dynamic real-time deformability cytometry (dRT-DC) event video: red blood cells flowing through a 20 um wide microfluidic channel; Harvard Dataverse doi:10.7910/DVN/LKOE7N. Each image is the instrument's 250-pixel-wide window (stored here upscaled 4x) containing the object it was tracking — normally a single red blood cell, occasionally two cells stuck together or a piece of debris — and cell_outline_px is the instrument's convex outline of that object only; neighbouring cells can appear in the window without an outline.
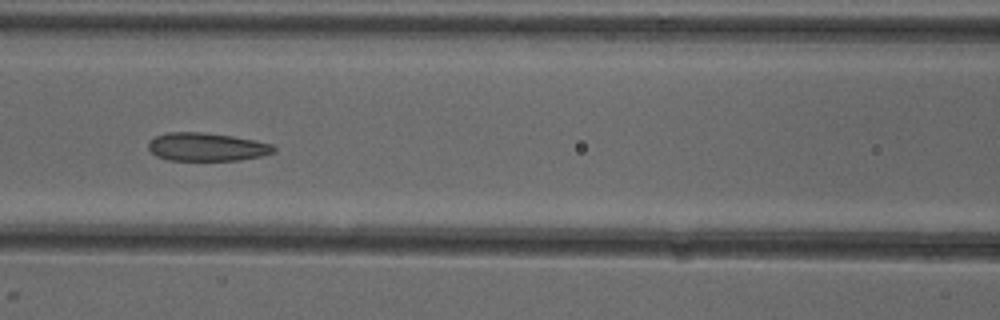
{"species": "common noctule bat (a hibernating species)", "species_latin": "Nyctalus noctula", "temperature_condition": "cold", "stored_images_in_passage": 7, "camera_frame_rate_fps": 3000, "um_per_image_px": 0.085, "animal": {"sex": "female"}, "frame": {"image": 1, "passage_image": 5, "time_ms": 4.667, "image_size_px": [1000, 320], "cell_outline_px": [[276, 152], [260, 156], [240, 160], [168, 160], [156, 156], [148, 148], [148, 140], [156, 136], [168, 132], [204, 132], [232, 136], [272, 144], [276, 148]], "centroid_in_image_um": [17.55, 12.49], "position_along_channel_um": 149.0, "area_um2": 20.63}}
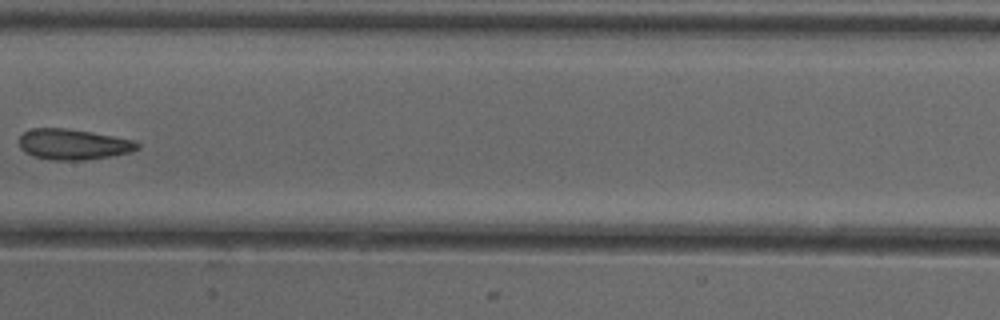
{"frame": {"image": 2, "passage_image": 6, "time_ms": 6.0, "image_size_px": [1000, 320], "cell_outline_px": [[140, 148], [128, 152], [108, 156], [84, 160], [56, 160], [32, 156], [24, 152], [20, 148], [20, 136], [24, 132], [32, 128], [64, 128], [92, 132], [136, 140], [140, 144]], "centroid_in_image_um": [6.22, 12.26], "position_along_channel_um": 201.2, "area_um2": 21.04}}
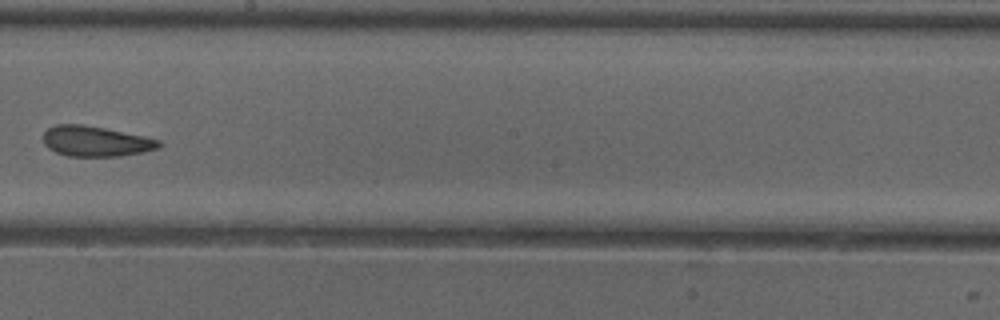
{"frame": {"image": 3, "passage_image": 7, "time_ms": 7.0, "image_size_px": [1000, 320], "cell_outline_px": [[164, 144], [160, 148], [144, 152], [120, 156], [68, 156], [56, 152], [48, 148], [44, 144], [44, 132], [48, 128], [56, 124], [84, 124], [144, 136], [160, 140]], "centroid_in_image_um": [8.16, 12.01], "position_along_channel_um": 240.0, "area_um2": 20.58}}